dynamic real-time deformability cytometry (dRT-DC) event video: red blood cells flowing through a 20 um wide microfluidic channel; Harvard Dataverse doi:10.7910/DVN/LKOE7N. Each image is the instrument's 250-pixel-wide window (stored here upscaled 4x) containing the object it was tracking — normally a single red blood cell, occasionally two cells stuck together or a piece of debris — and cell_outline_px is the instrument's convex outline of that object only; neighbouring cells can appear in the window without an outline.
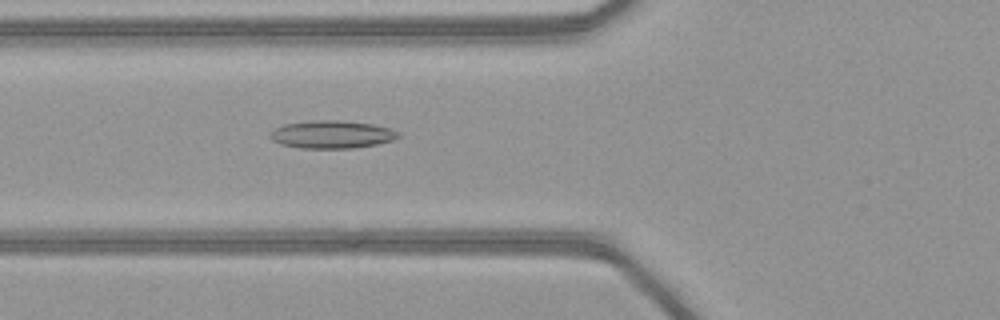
{"species": "common noctule bat (a hibernating species)", "species_latin": "Nyctalus noctula", "temperature_condition": "warm", "stored_images_in_passage": 51, "camera_frame_rate_fps": 3000, "um_per_image_px": 0.085, "animal": {"sex": "female", "body_mass_g": 21.9}, "frame": {"image": 1, "passage_image": 20, "time_ms": 6.333, "image_size_px": [1000, 320], "cell_outline_px": [[400, 136], [392, 140], [376, 144], [352, 148], [300, 148], [280, 144], [272, 140], [268, 136], [276, 128], [284, 124], [312, 120], [340, 120], [372, 124], [388, 128], [400, 132]], "centroid_in_image_um": [28.19, 11.42], "position_along_channel_um": 97.6, "area_um2": 20.69}}
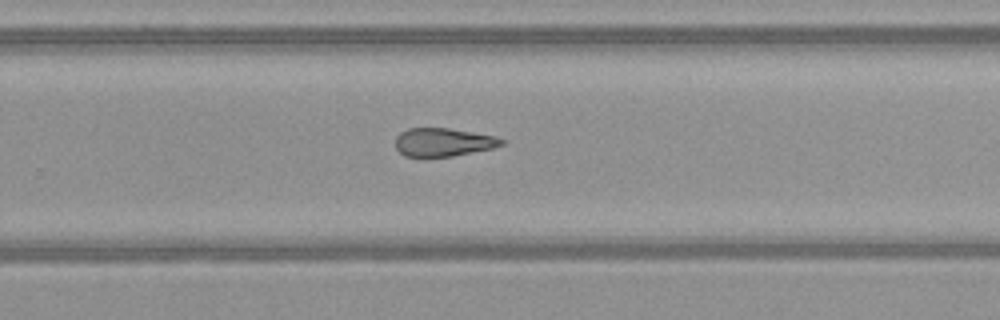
{"frame": {"image": 2, "passage_image": 34, "time_ms": 11.0, "image_size_px": [1000, 320], "cell_outline_px": [[504, 144], [492, 148], [452, 156], [420, 160], [404, 156], [396, 148], [396, 136], [400, 132], [408, 128], [448, 128], [496, 136], [504, 140]], "centroid_in_image_um": [37.61, 12.12], "position_along_channel_um": 292.2, "area_um2": 18.03}}
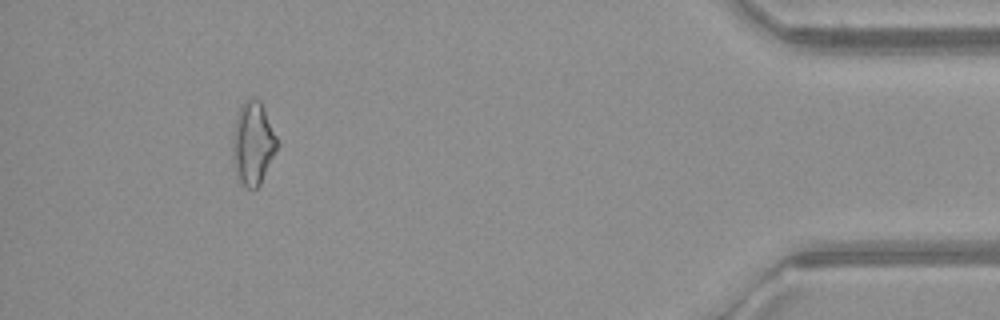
{"frame": {"image": 3, "passage_image": 47, "time_ms": 15.333, "image_size_px": [1000, 320], "cell_outline_px": [[280, 144], [260, 184], [256, 188], [248, 188], [236, 176], [232, 156], [232, 136], [236, 116], [240, 104], [248, 96], [260, 100], [264, 108]], "centroid_in_image_um": [21.49, 12.13], "position_along_channel_um": 413.7, "area_um2": 21.85}, "authors_computed_cell_mechanics": {"area_um2": 20.1144, "velocity_mm_per_s": 4.1551, "shape_relaxation_time_tau1_ms": null, "shape_relaxation_time_tau2_ms": 3.9911, "deformation_change_tau1": null, "deformation_change_tau2": 0.1476}}